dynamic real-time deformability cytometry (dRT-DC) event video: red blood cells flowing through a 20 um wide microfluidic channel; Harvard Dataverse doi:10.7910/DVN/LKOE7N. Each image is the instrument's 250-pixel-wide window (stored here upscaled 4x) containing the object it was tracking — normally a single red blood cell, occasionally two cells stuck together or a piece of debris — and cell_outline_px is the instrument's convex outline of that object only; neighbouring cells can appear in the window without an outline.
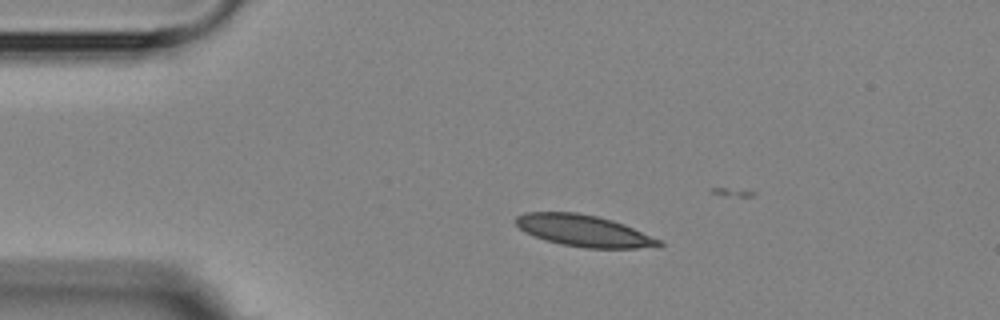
{"species": "Egyptian fruit bat (a non-hibernating species)", "species_latin": "Rousettus aegyptiacus", "temperature_condition": "room temperature", "stored_images_in_passage": 4, "camera_frame_rate_fps": 3000, "um_per_image_px": 0.085, "animal": {"sex": "female"}, "frame": {"image": 1, "passage_image": 2, "time_ms": 1.667, "image_size_px": [1000, 320], "cell_outline_px": [[664, 244], [660, 248], [584, 248], [560, 244], [544, 240], [524, 232], [512, 220], [516, 216], [524, 212], [576, 212], [596, 216], [612, 220], [624, 224], [660, 240]], "centroid_in_image_um": [49.61, 19.62], "position_along_channel_um": 35.4, "area_um2": 26.59}}